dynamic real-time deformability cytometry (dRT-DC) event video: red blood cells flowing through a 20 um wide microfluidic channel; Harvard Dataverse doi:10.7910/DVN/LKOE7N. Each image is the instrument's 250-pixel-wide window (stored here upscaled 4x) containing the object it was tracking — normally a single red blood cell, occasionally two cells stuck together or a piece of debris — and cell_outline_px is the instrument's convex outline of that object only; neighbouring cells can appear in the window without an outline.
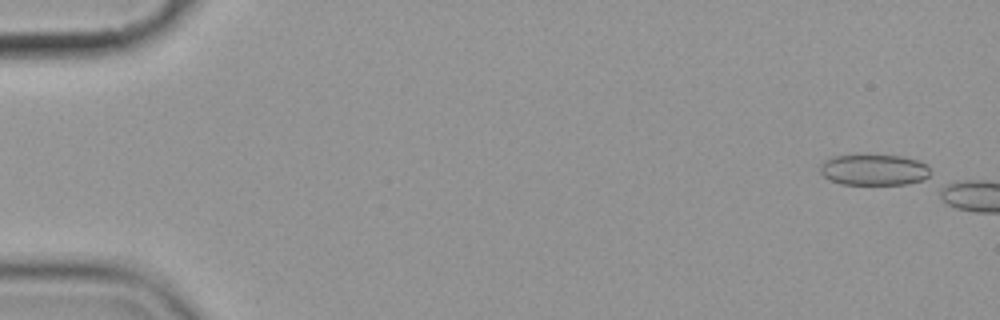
{"species": "common noctule bat (a hibernating species)", "species_latin": "Nyctalus noctula", "temperature_condition": "cold", "stored_images_in_passage": 3, "camera_frame_rate_fps": 3000, "um_per_image_px": 0.085, "animal": {"sex": "female", "body_mass_g": 19.9}, "frame": {"image": 1, "passage_image": 1, "time_ms": 0.0, "image_size_px": [1000, 320], "cell_outline_px": [[928, 176], [924, 180], [908, 184], [840, 184], [824, 176], [820, 172], [820, 164], [824, 160], [832, 156], [900, 156], [916, 160], [928, 164]], "centroid_in_image_um": [74.28, 14.45], "position_along_channel_um": 10.7, "area_um2": 19.65}}